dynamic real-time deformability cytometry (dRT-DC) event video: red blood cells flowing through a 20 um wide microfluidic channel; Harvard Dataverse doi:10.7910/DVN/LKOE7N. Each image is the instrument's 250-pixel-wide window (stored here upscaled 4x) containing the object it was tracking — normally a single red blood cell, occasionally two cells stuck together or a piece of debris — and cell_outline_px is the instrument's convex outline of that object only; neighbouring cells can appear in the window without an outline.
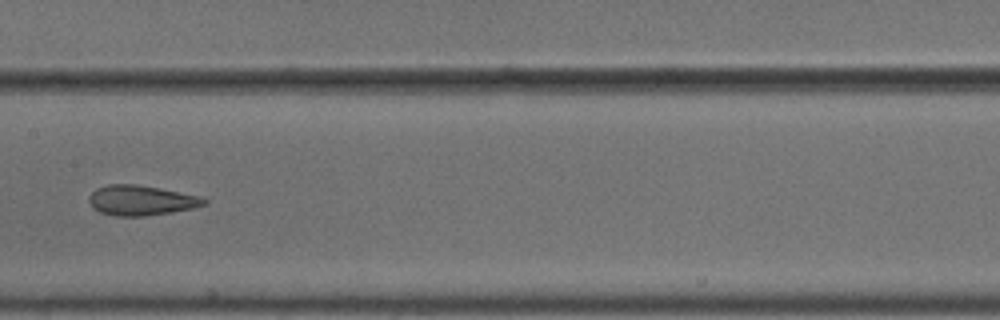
{"species": "common noctule bat (a hibernating species)", "species_latin": "Nyctalus noctula", "temperature_condition": "cold", "stored_images_in_passage": 10, "camera_frame_rate_fps": 3000, "um_per_image_px": 0.085, "animal": {"sex": "male", "body_mass_g": 18.8}, "frame": {"image": 1, "passage_image": 9, "time_ms": 2.667, "image_size_px": [1000, 320], "cell_outline_px": [[208, 200], [204, 204], [192, 208], [172, 212], [144, 216], [116, 216], [100, 212], [88, 200], [88, 196], [96, 188], [108, 184], [136, 184], [200, 196]], "centroid_in_image_um": [11.97, 17.03], "position_along_channel_um": 195.4, "area_um2": 19.88}}
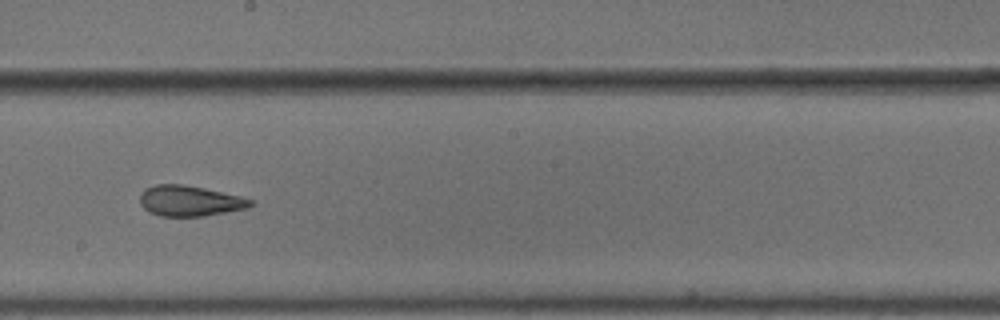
{"frame": {"image": 2, "passage_image": 10, "time_ms": 3.0, "image_size_px": [1000, 320], "cell_outline_px": [[256, 204], [248, 208], [204, 216], [160, 216], [144, 208], [140, 204], [140, 192], [156, 184], [184, 184], [204, 188], [240, 196], [256, 200]], "centroid_in_image_um": [16.18, 17.07], "position_along_channel_um": 232.0, "area_um2": 19.77}}